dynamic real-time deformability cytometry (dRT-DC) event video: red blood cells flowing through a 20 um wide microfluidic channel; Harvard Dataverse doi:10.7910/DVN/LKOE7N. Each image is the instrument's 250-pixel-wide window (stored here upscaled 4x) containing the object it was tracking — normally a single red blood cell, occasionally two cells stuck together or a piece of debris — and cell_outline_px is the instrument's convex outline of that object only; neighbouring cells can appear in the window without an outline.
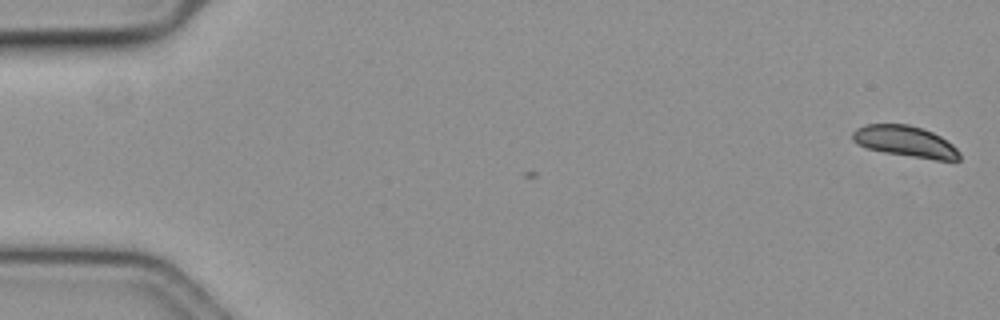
{"species": "common noctule bat (a hibernating species)", "species_latin": "Nyctalus noctula", "temperature_condition": "cold", "stored_images_in_passage": 3, "camera_frame_rate_fps": 3000, "um_per_image_px": 0.085, "animal": {"sex": "female", "body_mass_g": 19.3, "forearm_length_mm": 54.1}, "frame": {"image": 1, "passage_image": 3, "time_ms": 0.667, "image_size_px": [1000, 320], "cell_outline_px": [[960, 160], [936, 160], [884, 152], [864, 148], [856, 144], [852, 140], [852, 132], [856, 128], [864, 124], [908, 124], [932, 132], [940, 136], [952, 144], [960, 152]], "centroid_in_image_um": [76.91, 12.02], "position_along_channel_um": 8.1, "area_um2": 19.48}}